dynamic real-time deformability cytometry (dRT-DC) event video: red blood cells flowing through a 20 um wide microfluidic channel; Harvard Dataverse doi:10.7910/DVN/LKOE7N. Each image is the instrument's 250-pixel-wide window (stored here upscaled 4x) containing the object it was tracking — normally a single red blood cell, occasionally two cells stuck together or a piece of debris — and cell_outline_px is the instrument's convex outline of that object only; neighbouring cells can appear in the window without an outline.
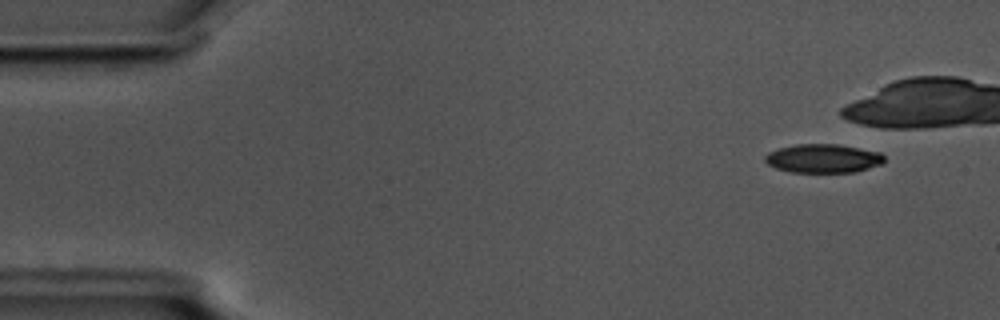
{"species": "common noctule bat (a hibernating species)", "species_latin": "Nyctalus noctula", "temperature_condition": "cold", "stored_images_in_passage": 11, "camera_frame_rate_fps": 3000, "um_per_image_px": 0.085, "animal": {"sex": "male", "body_mass_g": 17.5, "forearm_length_mm": 52.3}, "frame": {"image": 1, "passage_image": 1, "time_ms": 0.0, "image_size_px": [1000, 320], "cell_outline_px": [[884, 160], [880, 164], [856, 172], [792, 172], [776, 168], [768, 164], [764, 160], [764, 156], [768, 152], [780, 148], [796, 144], [836, 144], [880, 152], [884, 156]], "centroid_in_image_um": [69.94, 13.47], "position_along_channel_um": 15.1, "area_um2": 19.83}}